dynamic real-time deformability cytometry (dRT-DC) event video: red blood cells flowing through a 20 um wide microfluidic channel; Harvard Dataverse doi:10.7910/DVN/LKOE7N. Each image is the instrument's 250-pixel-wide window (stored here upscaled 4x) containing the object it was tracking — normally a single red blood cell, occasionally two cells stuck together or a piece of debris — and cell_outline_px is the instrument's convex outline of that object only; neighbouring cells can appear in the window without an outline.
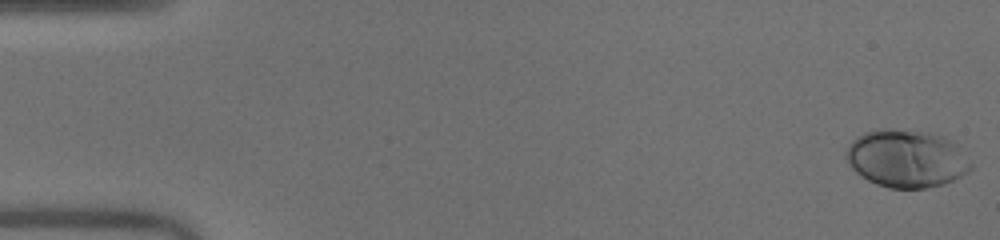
{"species": "human", "species_latin": "Homo sapiens", "temperature_condition": "warm", "stored_images_in_passage": 51, "camera_frame_rate_fps": 3000, "um_per_image_px": 0.085, "donor": {"sex": "male"}, "frame": {"image": 1, "passage_image": 1, "time_ms": 0.0, "image_size_px": [1000, 240], "cell_outline_px": [[972, 168], [968, 172], [944, 184], [928, 188], [888, 188], [876, 184], [860, 176], [852, 168], [844, 156], [844, 152], [848, 144], [856, 136], [864, 132], [884, 128], [888, 128], [928, 132], [944, 136], [960, 144], [972, 164]], "centroid_in_image_um": [77.06, 13.46], "position_along_channel_um": 7.9, "area_um2": 42.66}}
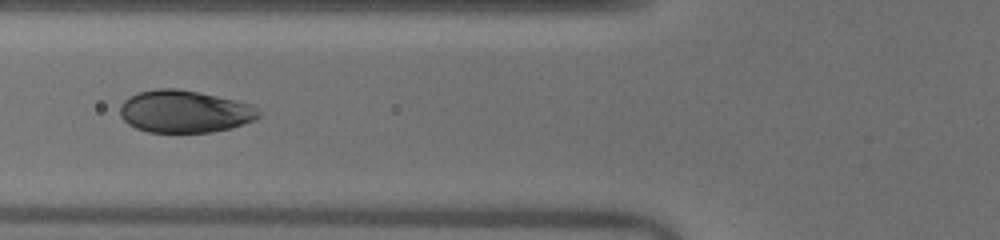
{"frame": {"image": 2, "passage_image": 20, "time_ms": 6.333, "image_size_px": [1000, 240], "cell_outline_px": [[260, 116], [256, 120], [244, 124], [212, 132], [148, 132], [136, 128], [128, 124], [120, 116], [120, 104], [128, 96], [140, 92], [156, 88], [176, 88], [200, 92], [252, 104], [260, 112]], "centroid_in_image_um": [15.68, 9.47], "position_along_channel_um": 110.1, "area_um2": 34.39}}
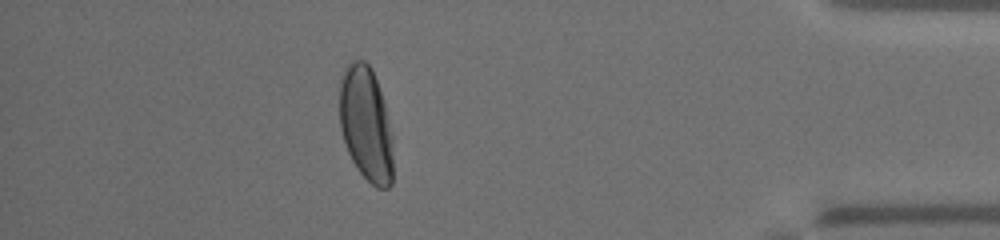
{"frame": {"image": 3, "passage_image": 45, "time_ms": 14.667, "image_size_px": [1000, 240], "cell_outline_px": [[392, 184], [388, 188], [376, 188], [356, 168], [348, 152], [340, 128], [340, 76], [344, 68], [352, 60], [364, 60], [372, 68], [380, 88], [384, 100], [392, 136]], "centroid_in_image_um": [31.11, 10.51], "position_along_channel_um": 404.1, "area_um2": 36.01}, "authors_computed_cell_mechanics": {"area_um2": 36.125, "velocity_mm_per_s": 4.0548, "shape_relaxation_time_tau1_ms": 2.3869, "shape_relaxation_time_tau2_ms": null, "deformation_change_tau1": 0.1477, "deformation_change_tau2": null}}